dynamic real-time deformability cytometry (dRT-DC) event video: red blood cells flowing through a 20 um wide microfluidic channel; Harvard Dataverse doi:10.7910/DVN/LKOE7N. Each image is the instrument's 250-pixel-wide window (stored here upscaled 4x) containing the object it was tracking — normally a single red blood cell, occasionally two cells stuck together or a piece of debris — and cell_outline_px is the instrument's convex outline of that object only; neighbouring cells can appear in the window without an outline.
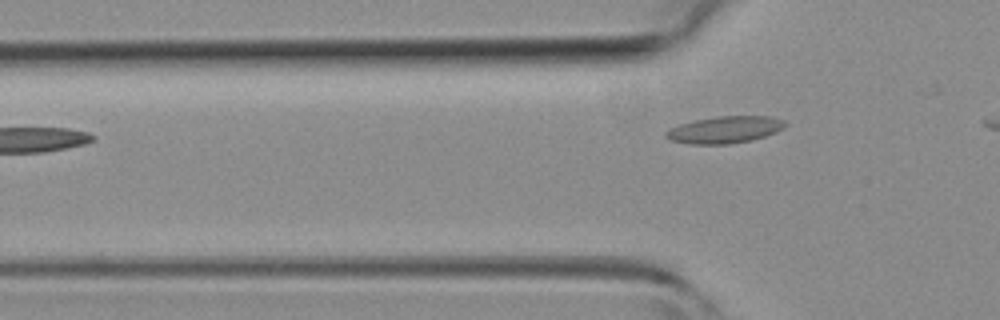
{"species": "common noctule bat (a hibernating species)", "species_latin": "Nyctalus noctula", "temperature_condition": "room temperature", "stored_images_in_passage": 2, "camera_frame_rate_fps": 3000, "um_per_image_px": 0.085, "animal": {"sex": "female", "body_mass_g": 19.3, "forearm_length_mm": 54.1}, "frame": {"image": 1, "passage_image": 2, "time_ms": 1.0, "image_size_px": [1000, 320], "cell_outline_px": [[788, 124], [784, 128], [776, 132], [752, 140], [728, 144], [688, 144], [672, 140], [664, 136], [664, 132], [680, 124], [692, 120], [716, 116], [768, 116], [784, 120]], "centroid_in_image_um": [61.61, 11.02], "position_along_channel_um": 64.2, "area_um2": 18.79}}